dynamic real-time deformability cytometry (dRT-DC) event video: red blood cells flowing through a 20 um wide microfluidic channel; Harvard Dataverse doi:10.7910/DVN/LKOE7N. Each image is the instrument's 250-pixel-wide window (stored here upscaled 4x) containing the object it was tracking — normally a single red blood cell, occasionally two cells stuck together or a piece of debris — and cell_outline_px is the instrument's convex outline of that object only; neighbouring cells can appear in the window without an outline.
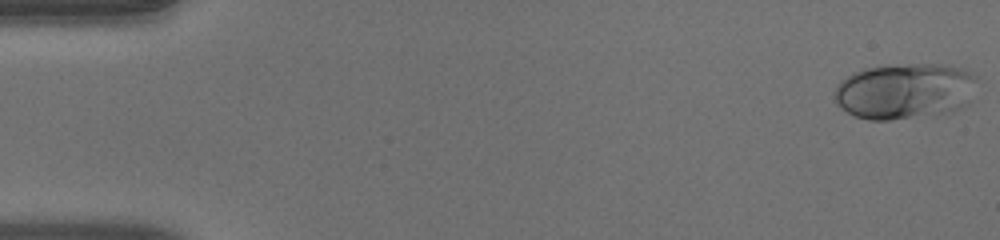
{"species": "human", "species_latin": "Homo sapiens", "temperature_condition": "warm", "stored_images_in_passage": 51, "camera_frame_rate_fps": 3000, "um_per_image_px": 0.085, "donor": {"sex": "male"}, "frame": {"image": 1, "passage_image": 1, "time_ms": 0.0, "image_size_px": [1000, 240], "cell_outline_px": [[976, 80], [968, 104], [952, 112], [936, 116], [888, 120], [868, 120], [856, 116], [840, 108], [836, 104], [836, 84], [840, 80], [852, 72], [864, 68], [884, 64], [940, 64], [960, 68], [976, 76]], "centroid_in_image_um": [76.89, 7.75], "position_along_channel_um": 8.1, "area_um2": 47.16}}
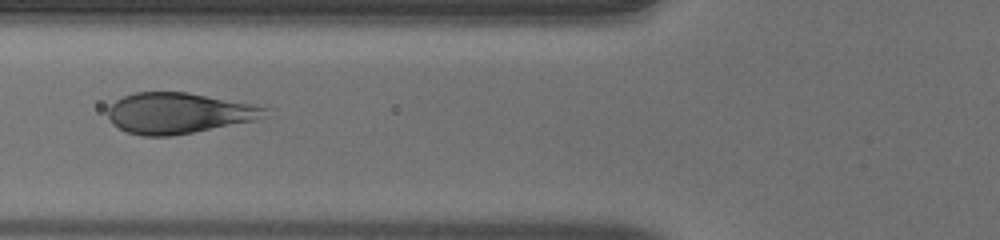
{"frame": {"image": 2, "passage_image": 20, "time_ms": 6.333, "image_size_px": [1000, 240], "cell_outline_px": [[272, 108], [260, 120], [172, 136], [140, 136], [124, 132], [112, 124], [108, 116], [108, 108], [116, 100], [124, 96], [136, 92], [188, 92], [260, 104]], "centroid_in_image_um": [15.27, 9.62], "position_along_channel_um": 110.5, "area_um2": 38.21}}
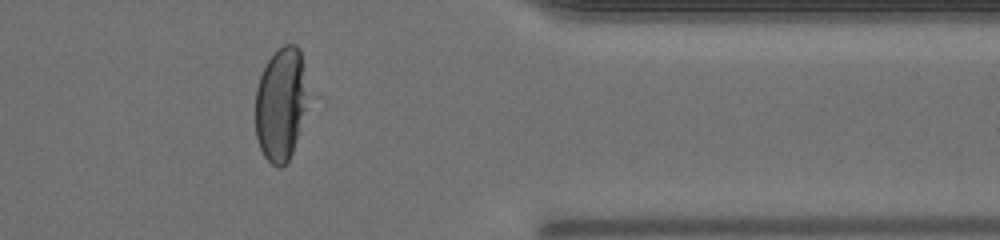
{"frame": {"image": 3, "passage_image": 42, "time_ms": 13.667, "image_size_px": [1000, 240], "cell_outline_px": [[316, 96], [292, 152], [288, 160], [280, 168], [272, 164], [264, 156], [260, 148], [256, 136], [256, 88], [260, 76], [268, 60], [276, 48], [284, 44], [296, 44], [300, 48]], "centroid_in_image_um": [24.03, 8.76], "position_along_channel_um": 387.4, "area_um2": 37.28}, "authors_computed_cell_mechanics": {"area_um2": 39.9976, "velocity_mm_per_s": 3.9824, "shape_relaxation_time_tau1_ms": 3.7439, "shape_relaxation_time_tau2_ms": null, "deformation_change_tau1": 0.2067, "deformation_change_tau2": null}}